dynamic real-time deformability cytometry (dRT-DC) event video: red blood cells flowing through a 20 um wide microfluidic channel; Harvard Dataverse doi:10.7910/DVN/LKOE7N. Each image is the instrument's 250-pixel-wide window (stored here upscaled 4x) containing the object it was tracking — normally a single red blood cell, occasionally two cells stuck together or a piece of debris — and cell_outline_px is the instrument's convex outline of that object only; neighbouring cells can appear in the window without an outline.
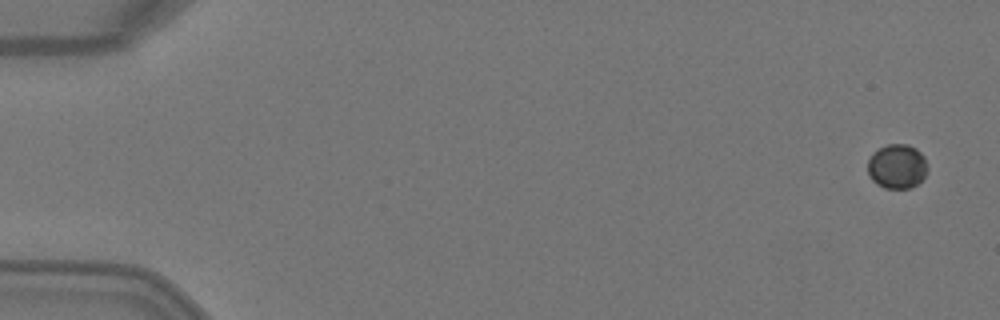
{"species": "Egyptian fruit bat (a non-hibernating species)", "species_latin": "Rousettus aegyptiacus", "temperature_condition": "warm", "stored_images_in_passage": 5, "camera_frame_rate_fps": 3000, "um_per_image_px": 0.085, "animal": {"sex": "female"}, "frame": {"image": 1, "passage_image": 1, "time_ms": 0.0, "image_size_px": [1000, 320], "cell_outline_px": [[928, 168], [924, 176], [916, 184], [908, 188], [884, 188], [876, 184], [872, 180], [868, 172], [868, 160], [872, 152], [888, 144], [908, 144], [916, 148], [924, 156]], "centroid_in_image_um": [76.24, 14.13], "position_along_channel_um": 8.8, "area_um2": 15.49}}